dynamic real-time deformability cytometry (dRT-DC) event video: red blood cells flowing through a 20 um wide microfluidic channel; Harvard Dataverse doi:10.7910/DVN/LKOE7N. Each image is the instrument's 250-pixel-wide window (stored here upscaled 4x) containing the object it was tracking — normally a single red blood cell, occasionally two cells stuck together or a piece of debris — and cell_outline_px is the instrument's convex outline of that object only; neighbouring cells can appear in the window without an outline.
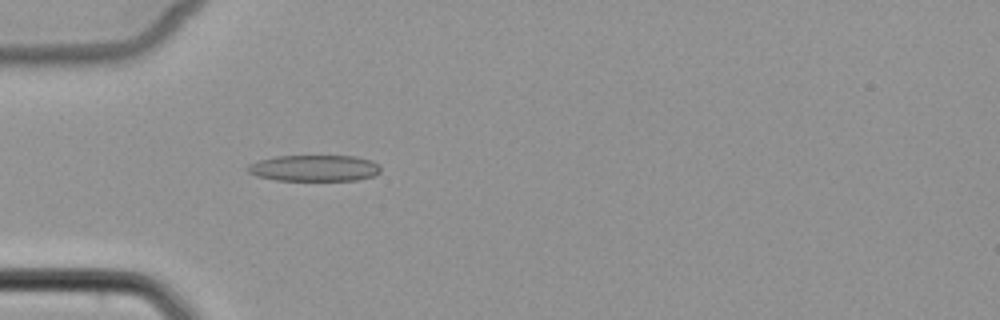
{"species": "common noctule bat (a hibernating species)", "species_latin": "Nyctalus noctula", "temperature_condition": "cold", "stored_images_in_passage": 5, "camera_frame_rate_fps": 3000, "um_per_image_px": 0.085, "animal": {"sex": "female", "body_mass_g": 22.7, "forearm_length_mm": 54.2}, "frame": {"image": 1, "passage_image": 5, "time_ms": 5.0, "image_size_px": [1000, 320], "cell_outline_px": [[380, 172], [372, 176], [356, 180], [276, 180], [256, 176], [248, 172], [248, 164], [256, 160], [276, 156], [352, 156], [372, 160], [380, 168]], "centroid_in_image_um": [26.67, 14.28], "position_along_channel_um": 58.3, "area_um2": 20.29}}